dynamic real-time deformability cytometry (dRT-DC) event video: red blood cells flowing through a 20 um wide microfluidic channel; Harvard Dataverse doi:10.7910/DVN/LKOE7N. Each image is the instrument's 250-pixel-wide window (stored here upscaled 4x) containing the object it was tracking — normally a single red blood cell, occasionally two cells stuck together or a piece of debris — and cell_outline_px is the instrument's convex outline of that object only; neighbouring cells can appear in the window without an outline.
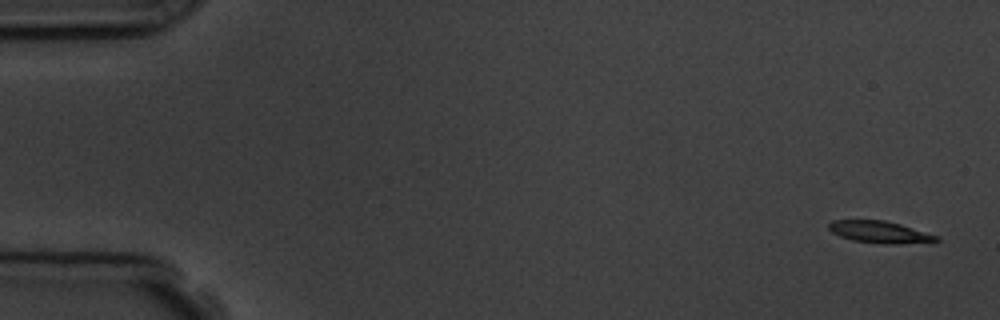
{"species": "common noctule bat (a hibernating species)", "species_latin": "Nyctalus noctula", "temperature_condition": "room temperature", "stored_images_in_passage": 5, "segment_of_instrument_passage": [2, 2], "camera_frame_rate_fps": 3000, "um_per_image_px": 0.085, "animal": {"sex": "male", "body_mass_g": 19.5, "forearm_length_mm": 54.6}, "frame": {"image": 1, "passage_image": 5, "time_ms": 5.333, "image_size_px": [1000, 320], "cell_outline_px": [[940, 240], [896, 244], [884, 244], [852, 240], [840, 236], [832, 232], [828, 228], [828, 224], [832, 220], [884, 220], [900, 224], [940, 236]], "centroid_in_image_um": [74.76, 19.72], "position_along_channel_um": 10.2, "area_um2": 13.64}}